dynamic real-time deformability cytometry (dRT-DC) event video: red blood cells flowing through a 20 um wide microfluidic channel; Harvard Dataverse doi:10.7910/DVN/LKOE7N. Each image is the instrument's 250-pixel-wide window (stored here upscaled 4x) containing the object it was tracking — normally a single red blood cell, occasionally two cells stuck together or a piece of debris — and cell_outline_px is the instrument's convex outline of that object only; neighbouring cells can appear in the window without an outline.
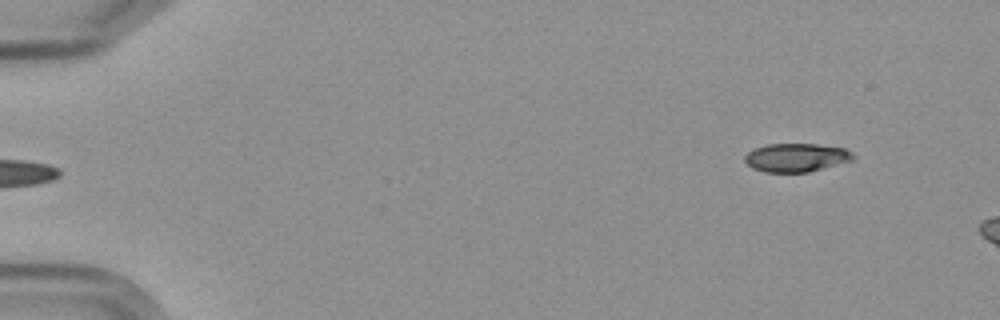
{"species": "Egyptian fruit bat (a non-hibernating species)", "species_latin": "Rousettus aegyptiacus", "temperature_condition": "cold", "stored_images_in_passage": 6, "segment_of_instrument_passage": [2, 2], "camera_frame_rate_fps": 3000, "um_per_image_px": 0.085, "frame": {"image": 1, "passage_image": 6, "time_ms": 6.0, "image_size_px": [1000, 320], "cell_outline_px": [[856, 156], [852, 160], [808, 172], [764, 172], [752, 168], [744, 160], [744, 156], [748, 152], [756, 148], [768, 144], [816, 144], [844, 148], [852, 152]], "centroid_in_image_um": [67.68, 13.39], "position_along_channel_um": 17.3, "area_um2": 17.86}}